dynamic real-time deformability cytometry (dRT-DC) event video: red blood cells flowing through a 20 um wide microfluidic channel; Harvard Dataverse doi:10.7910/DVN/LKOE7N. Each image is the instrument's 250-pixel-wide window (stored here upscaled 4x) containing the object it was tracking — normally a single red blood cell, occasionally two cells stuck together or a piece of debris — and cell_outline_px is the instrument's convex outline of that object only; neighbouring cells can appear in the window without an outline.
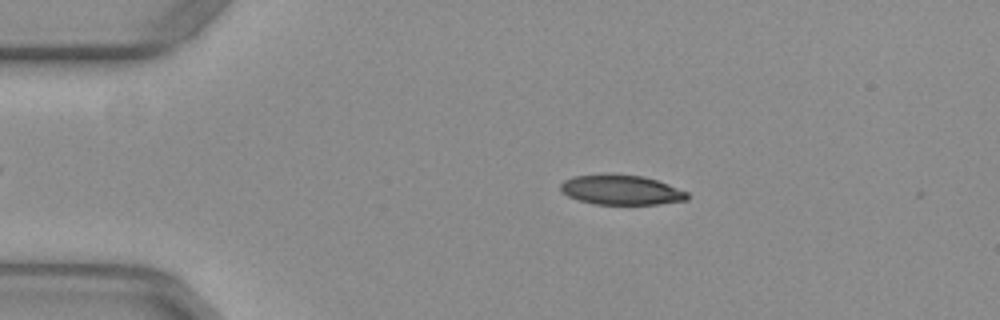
{"species": "common noctule bat (a hibernating species)", "species_latin": "Nyctalus noctula", "temperature_condition": "warm", "stored_images_in_passage": 3, "camera_frame_rate_fps": 3000, "um_per_image_px": 0.085, "animal": {"sex": "female", "body_mass_g": 29.2, "forearm_length_mm": 56.3}, "frame": {"image": 1, "passage_image": 2, "time_ms": 0.333, "image_size_px": [1000, 320], "cell_outline_px": [[688, 200], [660, 204], [592, 204], [568, 196], [560, 188], [560, 184], [564, 180], [572, 176], [644, 176], [668, 184], [688, 192]], "centroid_in_image_um": [52.84, 16.18], "position_along_channel_um": 32.2, "area_um2": 21.39}}